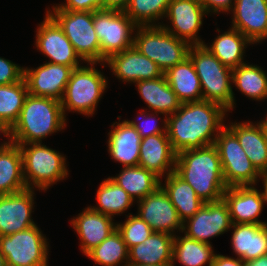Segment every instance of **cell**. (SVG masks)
<instances>
[{
  "mask_svg": "<svg viewBox=\"0 0 267 266\" xmlns=\"http://www.w3.org/2000/svg\"><path fill=\"white\" fill-rule=\"evenodd\" d=\"M227 112L220 104L205 100L181 103L174 114L167 116V135L173 150L178 154L213 145L226 126Z\"/></svg>",
  "mask_w": 267,
  "mask_h": 266,
  "instance_id": "obj_1",
  "label": "cell"
},
{
  "mask_svg": "<svg viewBox=\"0 0 267 266\" xmlns=\"http://www.w3.org/2000/svg\"><path fill=\"white\" fill-rule=\"evenodd\" d=\"M174 172L190 184L205 203L223 199L227 185L224 182L219 152L214 144L179 152Z\"/></svg>",
  "mask_w": 267,
  "mask_h": 266,
  "instance_id": "obj_2",
  "label": "cell"
},
{
  "mask_svg": "<svg viewBox=\"0 0 267 266\" xmlns=\"http://www.w3.org/2000/svg\"><path fill=\"white\" fill-rule=\"evenodd\" d=\"M66 117L59 100L28 94L17 122L11 128L14 144L39 143L65 129Z\"/></svg>",
  "mask_w": 267,
  "mask_h": 266,
  "instance_id": "obj_3",
  "label": "cell"
},
{
  "mask_svg": "<svg viewBox=\"0 0 267 266\" xmlns=\"http://www.w3.org/2000/svg\"><path fill=\"white\" fill-rule=\"evenodd\" d=\"M188 57L200 79L203 100L218 103L229 112L233 110L236 101L232 69L224 66L204 44L191 46Z\"/></svg>",
  "mask_w": 267,
  "mask_h": 266,
  "instance_id": "obj_4",
  "label": "cell"
},
{
  "mask_svg": "<svg viewBox=\"0 0 267 266\" xmlns=\"http://www.w3.org/2000/svg\"><path fill=\"white\" fill-rule=\"evenodd\" d=\"M105 67V63H88L72 70L60 103L65 117L66 111L93 116L97 104L108 87L107 78L95 65ZM90 65V66H89Z\"/></svg>",
  "mask_w": 267,
  "mask_h": 266,
  "instance_id": "obj_5",
  "label": "cell"
},
{
  "mask_svg": "<svg viewBox=\"0 0 267 266\" xmlns=\"http://www.w3.org/2000/svg\"><path fill=\"white\" fill-rule=\"evenodd\" d=\"M23 175L28 189L47 191L69 175L66 157L42 142L20 144ZM38 188V189H37Z\"/></svg>",
  "mask_w": 267,
  "mask_h": 266,
  "instance_id": "obj_6",
  "label": "cell"
},
{
  "mask_svg": "<svg viewBox=\"0 0 267 266\" xmlns=\"http://www.w3.org/2000/svg\"><path fill=\"white\" fill-rule=\"evenodd\" d=\"M134 46L152 60L165 73L169 68L183 62L191 45L176 38L162 26H137Z\"/></svg>",
  "mask_w": 267,
  "mask_h": 266,
  "instance_id": "obj_7",
  "label": "cell"
},
{
  "mask_svg": "<svg viewBox=\"0 0 267 266\" xmlns=\"http://www.w3.org/2000/svg\"><path fill=\"white\" fill-rule=\"evenodd\" d=\"M48 10L84 63H101L100 41L94 29L93 12Z\"/></svg>",
  "mask_w": 267,
  "mask_h": 266,
  "instance_id": "obj_8",
  "label": "cell"
},
{
  "mask_svg": "<svg viewBox=\"0 0 267 266\" xmlns=\"http://www.w3.org/2000/svg\"><path fill=\"white\" fill-rule=\"evenodd\" d=\"M93 23L100 41L101 63L112 55L134 46L137 25L124 12L114 9H98L93 12Z\"/></svg>",
  "mask_w": 267,
  "mask_h": 266,
  "instance_id": "obj_9",
  "label": "cell"
},
{
  "mask_svg": "<svg viewBox=\"0 0 267 266\" xmlns=\"http://www.w3.org/2000/svg\"><path fill=\"white\" fill-rule=\"evenodd\" d=\"M214 145L219 152L227 187L257 185L261 173L249 160L237 136L227 125L216 137Z\"/></svg>",
  "mask_w": 267,
  "mask_h": 266,
  "instance_id": "obj_10",
  "label": "cell"
},
{
  "mask_svg": "<svg viewBox=\"0 0 267 266\" xmlns=\"http://www.w3.org/2000/svg\"><path fill=\"white\" fill-rule=\"evenodd\" d=\"M0 251L8 266H49V242L37 224L0 236Z\"/></svg>",
  "mask_w": 267,
  "mask_h": 266,
  "instance_id": "obj_11",
  "label": "cell"
},
{
  "mask_svg": "<svg viewBox=\"0 0 267 266\" xmlns=\"http://www.w3.org/2000/svg\"><path fill=\"white\" fill-rule=\"evenodd\" d=\"M232 221L224 199L206 202L192 217L183 222L182 233L194 240L211 244L209 239L230 231Z\"/></svg>",
  "mask_w": 267,
  "mask_h": 266,
  "instance_id": "obj_12",
  "label": "cell"
},
{
  "mask_svg": "<svg viewBox=\"0 0 267 266\" xmlns=\"http://www.w3.org/2000/svg\"><path fill=\"white\" fill-rule=\"evenodd\" d=\"M206 14L199 0H171L165 16L171 24L161 26L191 46L202 45L205 42L200 39L198 32Z\"/></svg>",
  "mask_w": 267,
  "mask_h": 266,
  "instance_id": "obj_13",
  "label": "cell"
},
{
  "mask_svg": "<svg viewBox=\"0 0 267 266\" xmlns=\"http://www.w3.org/2000/svg\"><path fill=\"white\" fill-rule=\"evenodd\" d=\"M36 29V50L48 57V63L65 65L73 69L82 66L84 61L76 53L63 30L47 13Z\"/></svg>",
  "mask_w": 267,
  "mask_h": 266,
  "instance_id": "obj_14",
  "label": "cell"
},
{
  "mask_svg": "<svg viewBox=\"0 0 267 266\" xmlns=\"http://www.w3.org/2000/svg\"><path fill=\"white\" fill-rule=\"evenodd\" d=\"M138 203L137 215L144 220L154 232H165L173 236L182 232L183 222L168 195L159 186L153 193L145 196Z\"/></svg>",
  "mask_w": 267,
  "mask_h": 266,
  "instance_id": "obj_15",
  "label": "cell"
},
{
  "mask_svg": "<svg viewBox=\"0 0 267 266\" xmlns=\"http://www.w3.org/2000/svg\"><path fill=\"white\" fill-rule=\"evenodd\" d=\"M73 68L48 63L36 68L24 67V80L29 94L61 100Z\"/></svg>",
  "mask_w": 267,
  "mask_h": 266,
  "instance_id": "obj_16",
  "label": "cell"
},
{
  "mask_svg": "<svg viewBox=\"0 0 267 266\" xmlns=\"http://www.w3.org/2000/svg\"><path fill=\"white\" fill-rule=\"evenodd\" d=\"M34 189L0 195V236L26 230L36 223L32 219L34 211Z\"/></svg>",
  "mask_w": 267,
  "mask_h": 266,
  "instance_id": "obj_17",
  "label": "cell"
},
{
  "mask_svg": "<svg viewBox=\"0 0 267 266\" xmlns=\"http://www.w3.org/2000/svg\"><path fill=\"white\" fill-rule=\"evenodd\" d=\"M112 74L123 83L156 79L164 73L156 63L142 55L135 46L112 55L105 62Z\"/></svg>",
  "mask_w": 267,
  "mask_h": 266,
  "instance_id": "obj_18",
  "label": "cell"
},
{
  "mask_svg": "<svg viewBox=\"0 0 267 266\" xmlns=\"http://www.w3.org/2000/svg\"><path fill=\"white\" fill-rule=\"evenodd\" d=\"M231 12V27L241 32L252 45L267 38V0H235Z\"/></svg>",
  "mask_w": 267,
  "mask_h": 266,
  "instance_id": "obj_19",
  "label": "cell"
},
{
  "mask_svg": "<svg viewBox=\"0 0 267 266\" xmlns=\"http://www.w3.org/2000/svg\"><path fill=\"white\" fill-rule=\"evenodd\" d=\"M232 224H267L259 220L264 209V200L255 186L227 187L223 193Z\"/></svg>",
  "mask_w": 267,
  "mask_h": 266,
  "instance_id": "obj_20",
  "label": "cell"
},
{
  "mask_svg": "<svg viewBox=\"0 0 267 266\" xmlns=\"http://www.w3.org/2000/svg\"><path fill=\"white\" fill-rule=\"evenodd\" d=\"M71 219L70 224L79 237V246L84 255L117 229V222H113V218L93 210L90 206Z\"/></svg>",
  "mask_w": 267,
  "mask_h": 266,
  "instance_id": "obj_21",
  "label": "cell"
},
{
  "mask_svg": "<svg viewBox=\"0 0 267 266\" xmlns=\"http://www.w3.org/2000/svg\"><path fill=\"white\" fill-rule=\"evenodd\" d=\"M177 153L167 134H155L141 139L138 165L160 179L175 170Z\"/></svg>",
  "mask_w": 267,
  "mask_h": 266,
  "instance_id": "obj_22",
  "label": "cell"
},
{
  "mask_svg": "<svg viewBox=\"0 0 267 266\" xmlns=\"http://www.w3.org/2000/svg\"><path fill=\"white\" fill-rule=\"evenodd\" d=\"M114 122L111 131L108 132V153L110 158L119 162L123 167L137 166L140 155L141 137L134 126L126 120ZM116 124V125H115Z\"/></svg>",
  "mask_w": 267,
  "mask_h": 266,
  "instance_id": "obj_23",
  "label": "cell"
},
{
  "mask_svg": "<svg viewBox=\"0 0 267 266\" xmlns=\"http://www.w3.org/2000/svg\"><path fill=\"white\" fill-rule=\"evenodd\" d=\"M227 127L237 136L256 169L260 173L267 172V136L261 122H232Z\"/></svg>",
  "mask_w": 267,
  "mask_h": 266,
  "instance_id": "obj_24",
  "label": "cell"
},
{
  "mask_svg": "<svg viewBox=\"0 0 267 266\" xmlns=\"http://www.w3.org/2000/svg\"><path fill=\"white\" fill-rule=\"evenodd\" d=\"M173 243V235L153 232L144 242L128 250V264H173Z\"/></svg>",
  "mask_w": 267,
  "mask_h": 266,
  "instance_id": "obj_25",
  "label": "cell"
},
{
  "mask_svg": "<svg viewBox=\"0 0 267 266\" xmlns=\"http://www.w3.org/2000/svg\"><path fill=\"white\" fill-rule=\"evenodd\" d=\"M231 247L244 262L267 255V224H232Z\"/></svg>",
  "mask_w": 267,
  "mask_h": 266,
  "instance_id": "obj_26",
  "label": "cell"
},
{
  "mask_svg": "<svg viewBox=\"0 0 267 266\" xmlns=\"http://www.w3.org/2000/svg\"><path fill=\"white\" fill-rule=\"evenodd\" d=\"M135 85L149 110L169 116L174 114L181 105L177 95L169 86L165 74L156 79L137 81Z\"/></svg>",
  "mask_w": 267,
  "mask_h": 266,
  "instance_id": "obj_27",
  "label": "cell"
},
{
  "mask_svg": "<svg viewBox=\"0 0 267 266\" xmlns=\"http://www.w3.org/2000/svg\"><path fill=\"white\" fill-rule=\"evenodd\" d=\"M164 74L181 103L203 100L201 82L189 57L169 68Z\"/></svg>",
  "mask_w": 267,
  "mask_h": 266,
  "instance_id": "obj_28",
  "label": "cell"
},
{
  "mask_svg": "<svg viewBox=\"0 0 267 266\" xmlns=\"http://www.w3.org/2000/svg\"><path fill=\"white\" fill-rule=\"evenodd\" d=\"M218 36L205 47L224 65L234 69L245 64V49L252 43L237 29L230 27L224 33L217 28Z\"/></svg>",
  "mask_w": 267,
  "mask_h": 266,
  "instance_id": "obj_29",
  "label": "cell"
},
{
  "mask_svg": "<svg viewBox=\"0 0 267 266\" xmlns=\"http://www.w3.org/2000/svg\"><path fill=\"white\" fill-rule=\"evenodd\" d=\"M164 179V183L160 179V186L176 208L182 222L192 217L205 203L196 195L191 185L180 178L175 172L170 173Z\"/></svg>",
  "mask_w": 267,
  "mask_h": 266,
  "instance_id": "obj_30",
  "label": "cell"
},
{
  "mask_svg": "<svg viewBox=\"0 0 267 266\" xmlns=\"http://www.w3.org/2000/svg\"><path fill=\"white\" fill-rule=\"evenodd\" d=\"M27 189L23 175V158L19 145L11 142L0 150V195Z\"/></svg>",
  "mask_w": 267,
  "mask_h": 266,
  "instance_id": "obj_31",
  "label": "cell"
},
{
  "mask_svg": "<svg viewBox=\"0 0 267 266\" xmlns=\"http://www.w3.org/2000/svg\"><path fill=\"white\" fill-rule=\"evenodd\" d=\"M110 178L136 202L153 193L160 186V178L139 165L123 167L119 174Z\"/></svg>",
  "mask_w": 267,
  "mask_h": 266,
  "instance_id": "obj_32",
  "label": "cell"
},
{
  "mask_svg": "<svg viewBox=\"0 0 267 266\" xmlns=\"http://www.w3.org/2000/svg\"><path fill=\"white\" fill-rule=\"evenodd\" d=\"M232 83L250 100L267 99V72L258 65L245 63L232 69Z\"/></svg>",
  "mask_w": 267,
  "mask_h": 266,
  "instance_id": "obj_33",
  "label": "cell"
},
{
  "mask_svg": "<svg viewBox=\"0 0 267 266\" xmlns=\"http://www.w3.org/2000/svg\"><path fill=\"white\" fill-rule=\"evenodd\" d=\"M98 205L90 207L111 218L128 211L136 201L110 177L104 179L96 191Z\"/></svg>",
  "mask_w": 267,
  "mask_h": 266,
  "instance_id": "obj_34",
  "label": "cell"
},
{
  "mask_svg": "<svg viewBox=\"0 0 267 266\" xmlns=\"http://www.w3.org/2000/svg\"><path fill=\"white\" fill-rule=\"evenodd\" d=\"M215 253L211 244L175 235L173 243V266L178 261L183 266H210Z\"/></svg>",
  "mask_w": 267,
  "mask_h": 266,
  "instance_id": "obj_35",
  "label": "cell"
},
{
  "mask_svg": "<svg viewBox=\"0 0 267 266\" xmlns=\"http://www.w3.org/2000/svg\"><path fill=\"white\" fill-rule=\"evenodd\" d=\"M85 256L101 266H128V248L117 229Z\"/></svg>",
  "mask_w": 267,
  "mask_h": 266,
  "instance_id": "obj_36",
  "label": "cell"
},
{
  "mask_svg": "<svg viewBox=\"0 0 267 266\" xmlns=\"http://www.w3.org/2000/svg\"><path fill=\"white\" fill-rule=\"evenodd\" d=\"M29 92L24 78L8 85H0V121L9 128L17 122Z\"/></svg>",
  "mask_w": 267,
  "mask_h": 266,
  "instance_id": "obj_37",
  "label": "cell"
},
{
  "mask_svg": "<svg viewBox=\"0 0 267 266\" xmlns=\"http://www.w3.org/2000/svg\"><path fill=\"white\" fill-rule=\"evenodd\" d=\"M171 0H130L124 12L137 26H161ZM157 22V23H156Z\"/></svg>",
  "mask_w": 267,
  "mask_h": 266,
  "instance_id": "obj_38",
  "label": "cell"
},
{
  "mask_svg": "<svg viewBox=\"0 0 267 266\" xmlns=\"http://www.w3.org/2000/svg\"><path fill=\"white\" fill-rule=\"evenodd\" d=\"M123 223L117 222V230L122 235L128 250L144 242L154 231L137 214L128 213Z\"/></svg>",
  "mask_w": 267,
  "mask_h": 266,
  "instance_id": "obj_39",
  "label": "cell"
},
{
  "mask_svg": "<svg viewBox=\"0 0 267 266\" xmlns=\"http://www.w3.org/2000/svg\"><path fill=\"white\" fill-rule=\"evenodd\" d=\"M161 114L163 115V119L161 121L157 120V116ZM157 115V116H156ZM139 118L143 120H126L130 125L134 126L135 129L138 131L141 138L148 137L155 134H167V116L162 113H157L153 111H147V109H143L139 113ZM159 121L162 122L163 126L160 124H157L156 122ZM141 122V123H140Z\"/></svg>",
  "mask_w": 267,
  "mask_h": 266,
  "instance_id": "obj_40",
  "label": "cell"
},
{
  "mask_svg": "<svg viewBox=\"0 0 267 266\" xmlns=\"http://www.w3.org/2000/svg\"><path fill=\"white\" fill-rule=\"evenodd\" d=\"M24 77V67L9 59L0 57V85H8L21 81Z\"/></svg>",
  "mask_w": 267,
  "mask_h": 266,
  "instance_id": "obj_41",
  "label": "cell"
},
{
  "mask_svg": "<svg viewBox=\"0 0 267 266\" xmlns=\"http://www.w3.org/2000/svg\"><path fill=\"white\" fill-rule=\"evenodd\" d=\"M52 10L90 11L104 9V0H65V3L53 5Z\"/></svg>",
  "mask_w": 267,
  "mask_h": 266,
  "instance_id": "obj_42",
  "label": "cell"
},
{
  "mask_svg": "<svg viewBox=\"0 0 267 266\" xmlns=\"http://www.w3.org/2000/svg\"><path fill=\"white\" fill-rule=\"evenodd\" d=\"M202 7L208 14H219L224 13L228 15L233 9L235 0H199Z\"/></svg>",
  "mask_w": 267,
  "mask_h": 266,
  "instance_id": "obj_43",
  "label": "cell"
},
{
  "mask_svg": "<svg viewBox=\"0 0 267 266\" xmlns=\"http://www.w3.org/2000/svg\"><path fill=\"white\" fill-rule=\"evenodd\" d=\"M210 266H245L244 261L240 258L215 254L214 260Z\"/></svg>",
  "mask_w": 267,
  "mask_h": 266,
  "instance_id": "obj_44",
  "label": "cell"
},
{
  "mask_svg": "<svg viewBox=\"0 0 267 266\" xmlns=\"http://www.w3.org/2000/svg\"><path fill=\"white\" fill-rule=\"evenodd\" d=\"M130 0H104V9H114L124 11Z\"/></svg>",
  "mask_w": 267,
  "mask_h": 266,
  "instance_id": "obj_45",
  "label": "cell"
},
{
  "mask_svg": "<svg viewBox=\"0 0 267 266\" xmlns=\"http://www.w3.org/2000/svg\"><path fill=\"white\" fill-rule=\"evenodd\" d=\"M5 136L7 141L0 143V150L5 149L9 144H11V128H9L4 122L0 121V135Z\"/></svg>",
  "mask_w": 267,
  "mask_h": 266,
  "instance_id": "obj_46",
  "label": "cell"
},
{
  "mask_svg": "<svg viewBox=\"0 0 267 266\" xmlns=\"http://www.w3.org/2000/svg\"><path fill=\"white\" fill-rule=\"evenodd\" d=\"M245 266H267V255L244 262Z\"/></svg>",
  "mask_w": 267,
  "mask_h": 266,
  "instance_id": "obj_47",
  "label": "cell"
},
{
  "mask_svg": "<svg viewBox=\"0 0 267 266\" xmlns=\"http://www.w3.org/2000/svg\"><path fill=\"white\" fill-rule=\"evenodd\" d=\"M262 180L263 183V192H261L264 203H267V172L261 173L259 180Z\"/></svg>",
  "mask_w": 267,
  "mask_h": 266,
  "instance_id": "obj_48",
  "label": "cell"
},
{
  "mask_svg": "<svg viewBox=\"0 0 267 266\" xmlns=\"http://www.w3.org/2000/svg\"><path fill=\"white\" fill-rule=\"evenodd\" d=\"M0 266H8L5 256L0 251Z\"/></svg>",
  "mask_w": 267,
  "mask_h": 266,
  "instance_id": "obj_49",
  "label": "cell"
},
{
  "mask_svg": "<svg viewBox=\"0 0 267 266\" xmlns=\"http://www.w3.org/2000/svg\"><path fill=\"white\" fill-rule=\"evenodd\" d=\"M261 124L263 125L265 132H266V136H267V115L265 116V119H261L260 120Z\"/></svg>",
  "mask_w": 267,
  "mask_h": 266,
  "instance_id": "obj_50",
  "label": "cell"
},
{
  "mask_svg": "<svg viewBox=\"0 0 267 266\" xmlns=\"http://www.w3.org/2000/svg\"><path fill=\"white\" fill-rule=\"evenodd\" d=\"M128 266H173V264H160V265H136V264H128Z\"/></svg>",
  "mask_w": 267,
  "mask_h": 266,
  "instance_id": "obj_51",
  "label": "cell"
}]
</instances>
